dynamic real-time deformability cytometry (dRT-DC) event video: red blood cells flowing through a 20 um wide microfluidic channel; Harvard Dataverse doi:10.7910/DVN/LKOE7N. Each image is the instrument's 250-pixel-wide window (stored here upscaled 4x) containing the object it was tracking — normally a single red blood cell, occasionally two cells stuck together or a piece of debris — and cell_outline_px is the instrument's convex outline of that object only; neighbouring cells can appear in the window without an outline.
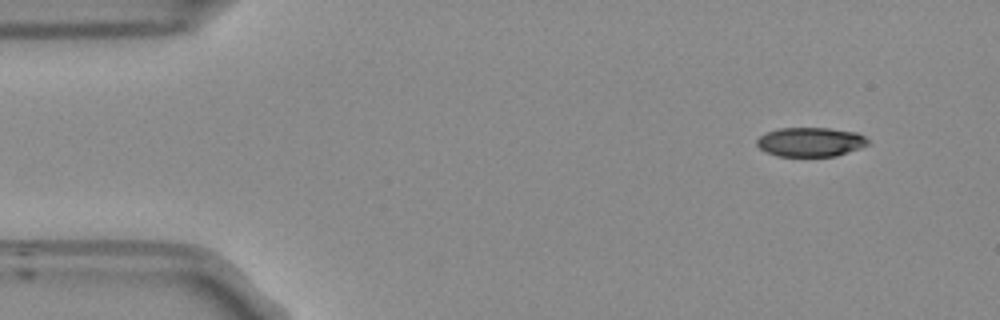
{"species": "Egyptian fruit bat (a non-hibernating species)", "species_latin": "Rousettus aegyptiacus", "temperature_condition": "room temperature", "stored_images_in_passage": 50, "camera_frame_rate_fps": 3000, "um_per_image_px": 0.085, "frame": {"image": 1, "passage_image": 1, "time_ms": 0.0, "image_size_px": [1000, 320], "cell_outline_px": [[868, 144], [860, 148], [836, 156], [776, 156], [760, 148], [756, 144], [756, 140], [760, 136], [768, 132], [780, 128], [828, 128], [856, 132], [864, 136], [868, 140]], "centroid_in_image_um": [68.89, 12.07], "position_along_channel_um": 16.1, "area_um2": 18.79}}
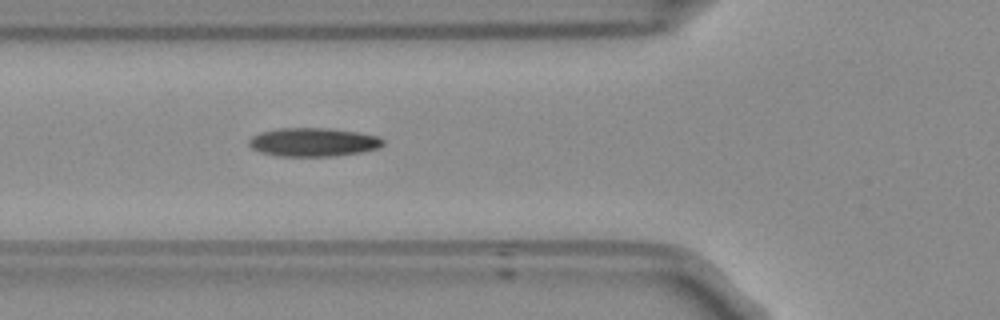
{"frame": {"image": 2, "passage_image": 15, "time_ms": 4.667, "image_size_px": [1000, 320], "cell_outline_px": [[384, 144], [376, 148], [360, 152], [332, 156], [280, 156], [264, 152], [252, 148], [248, 144], [248, 140], [252, 136], [260, 132], [280, 128], [328, 128], [356, 132], [380, 136], [384, 140]], "centroid_in_image_um": [26.63, 12.07], "position_along_channel_um": 99.2, "area_um2": 22.14}}
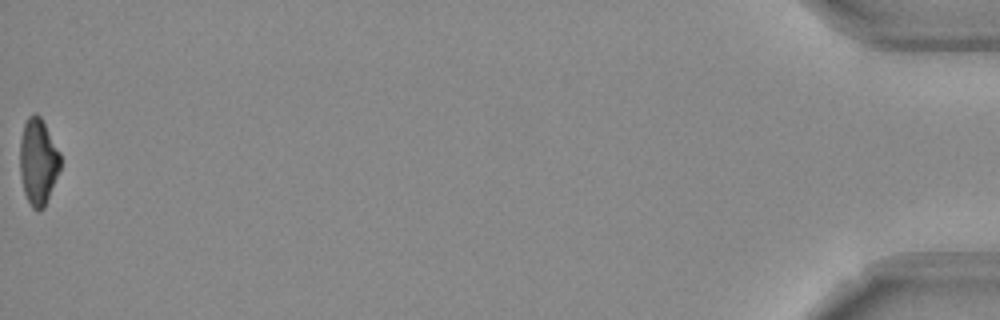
{"frame": {"image": 3, "passage_image": 50, "time_ms": 16.333, "image_size_px": [1000, 320], "cell_outline_px": [[60, 168], [44, 208], [36, 212], [32, 208], [24, 192], [20, 176], [20, 136], [24, 124], [28, 116], [32, 112], [36, 112], [40, 116], [60, 152]], "centroid_in_image_um": [3.22, 13.72], "position_along_channel_um": 432.0, "area_um2": 20.4}, "authors_computed_cell_mechanics": {"area_um2": 21.386, "velocity_mm_per_s": 3.7607, "shape_relaxation_time_tau1_ms": 7.417, "shape_relaxation_time_tau2_ms": null, "deformation_change_tau1": 0.2031, "deformation_change_tau2": null}}